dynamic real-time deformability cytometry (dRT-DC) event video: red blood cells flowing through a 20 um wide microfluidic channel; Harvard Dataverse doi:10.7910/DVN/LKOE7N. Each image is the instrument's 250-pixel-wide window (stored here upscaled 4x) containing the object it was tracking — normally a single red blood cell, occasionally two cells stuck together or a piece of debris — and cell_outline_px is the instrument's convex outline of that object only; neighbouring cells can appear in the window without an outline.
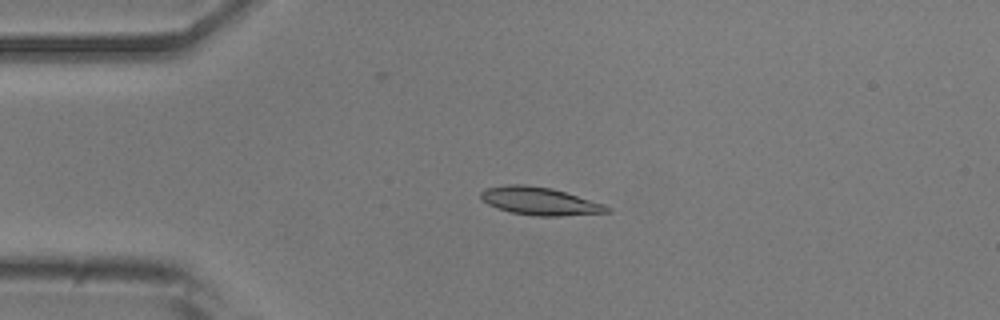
{"species": "common noctule bat (a hibernating species)", "species_latin": "Nyctalus noctula", "temperature_condition": "room temperature", "stored_images_in_passage": 5, "camera_frame_rate_fps": 3000, "um_per_image_px": 0.085, "animal": {"sex": "male", "body_mass_g": 20.5, "forearm_length_mm": 52.5}, "frame": {"image": 1, "passage_image": 4, "time_ms": 1.0, "image_size_px": [1000, 320], "cell_outline_px": [[612, 212], [560, 216], [536, 216], [512, 212], [496, 208], [488, 204], [480, 196], [480, 192], [484, 188], [508, 184], [524, 184], [552, 188], [604, 204], [612, 208]], "centroid_in_image_um": [45.88, 17.09], "position_along_channel_um": 39.1, "area_um2": 20.52}}